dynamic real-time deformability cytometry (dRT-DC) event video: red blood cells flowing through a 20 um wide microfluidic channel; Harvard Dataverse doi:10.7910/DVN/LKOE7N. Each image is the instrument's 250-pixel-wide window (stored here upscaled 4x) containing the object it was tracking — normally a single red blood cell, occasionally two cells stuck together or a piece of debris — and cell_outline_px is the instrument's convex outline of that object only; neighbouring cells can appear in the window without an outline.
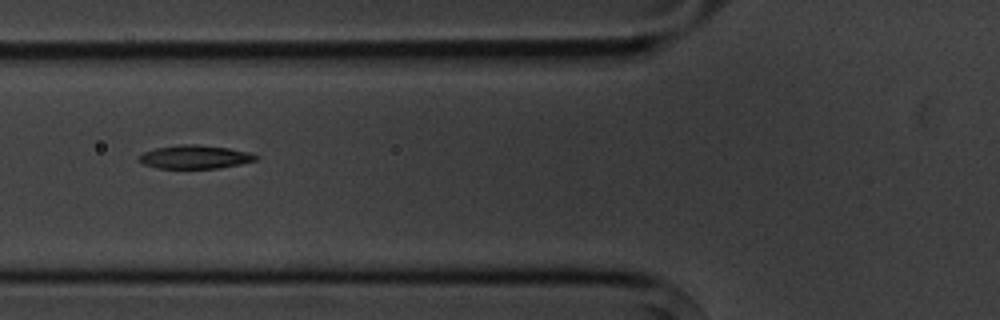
{"species": "common noctule bat (a hibernating species)", "species_latin": "Nyctalus noctula", "temperature_condition": "cold", "stored_images_in_passage": 3, "camera_frame_rate_fps": 3000, "um_per_image_px": 0.085, "animal": {"sex": "male", "body_mass_g": 20.1, "forearm_length_mm": 53.5}, "frame": {"image": 1, "passage_image": 3, "time_ms": 2.333, "image_size_px": [1000, 320], "cell_outline_px": [[260, 156], [256, 160], [240, 164], [220, 168], [156, 168], [144, 164], [140, 160], [140, 156], [144, 152], [156, 148], [180, 144], [200, 144], [228, 148], [248, 152]], "centroid_in_image_um": [16.6, 13.33], "position_along_channel_um": 109.2, "area_um2": 15.9}}